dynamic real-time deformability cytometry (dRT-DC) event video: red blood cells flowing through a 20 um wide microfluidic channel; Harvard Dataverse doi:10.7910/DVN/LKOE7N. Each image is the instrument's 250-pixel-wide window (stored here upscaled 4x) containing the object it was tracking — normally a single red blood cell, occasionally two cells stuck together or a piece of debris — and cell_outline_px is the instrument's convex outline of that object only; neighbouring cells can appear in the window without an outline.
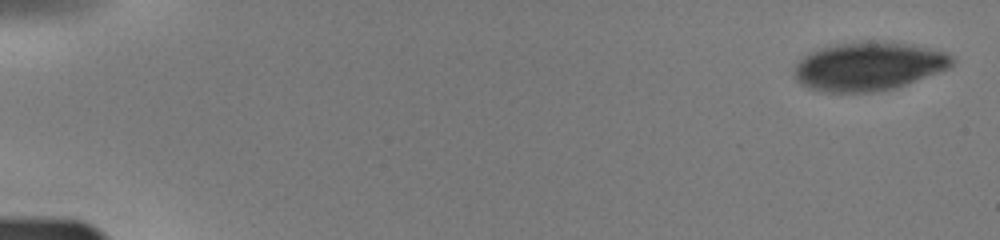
{"species": "human", "species_latin": "Homo sapiens", "temperature_condition": "warm", "stored_images_in_passage": 37, "camera_frame_rate_fps": 3000, "um_per_image_px": 0.085, "donor": {"sex": "male"}, "frame": {"image": 1, "passage_image": 1, "time_ms": 0.0, "image_size_px": [1000, 240], "cell_outline_px": [[956, 60], [948, 68], [908, 84], [896, 88], [872, 92], [828, 92], [808, 88], [800, 84], [796, 80], [796, 64], [804, 56], [820, 48], [840, 44], [912, 44], [944, 52], [952, 56]], "centroid_in_image_um": [73.85, 5.69], "position_along_channel_um": 11.2, "area_um2": 43.41}}
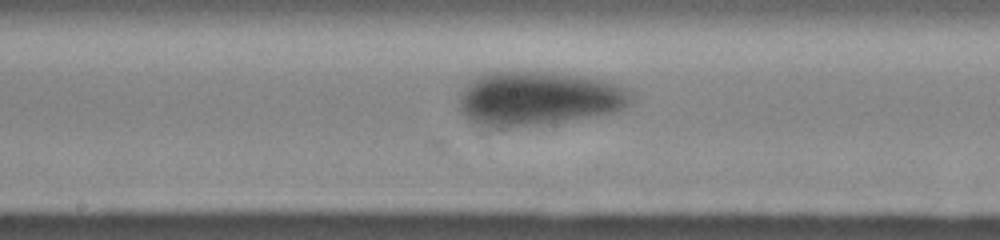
{"frame": {"image": 2, "passage_image": 21, "time_ms": 8.667, "image_size_px": [1000, 240], "cell_outline_px": [[628, 100], [620, 108], [612, 112], [504, 128], [500, 128], [488, 124], [468, 116], [460, 108], [460, 100], [464, 88], [472, 80], [480, 76], [500, 72], [516, 72], [564, 76], [600, 80], [620, 88], [628, 92]], "centroid_in_image_um": [45.66, 8.37], "position_along_channel_um": 202.5, "area_um2": 50.05}}
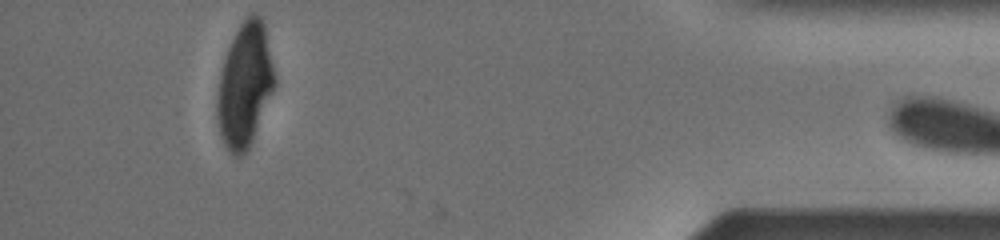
{"frame": {"image": 3, "passage_image": 36, "time_ms": 15.0, "image_size_px": [1000, 240], "cell_outline_px": [[276, 84], [252, 140], [244, 156], [232, 156], [224, 144], [220, 132], [216, 116], [216, 96], [220, 72], [224, 56], [240, 24], [252, 12], [256, 12], [260, 16], [264, 24], [276, 80]], "centroid_in_image_um": [20.79, 7.25], "position_along_channel_um": 414.4, "area_um2": 41.44}}